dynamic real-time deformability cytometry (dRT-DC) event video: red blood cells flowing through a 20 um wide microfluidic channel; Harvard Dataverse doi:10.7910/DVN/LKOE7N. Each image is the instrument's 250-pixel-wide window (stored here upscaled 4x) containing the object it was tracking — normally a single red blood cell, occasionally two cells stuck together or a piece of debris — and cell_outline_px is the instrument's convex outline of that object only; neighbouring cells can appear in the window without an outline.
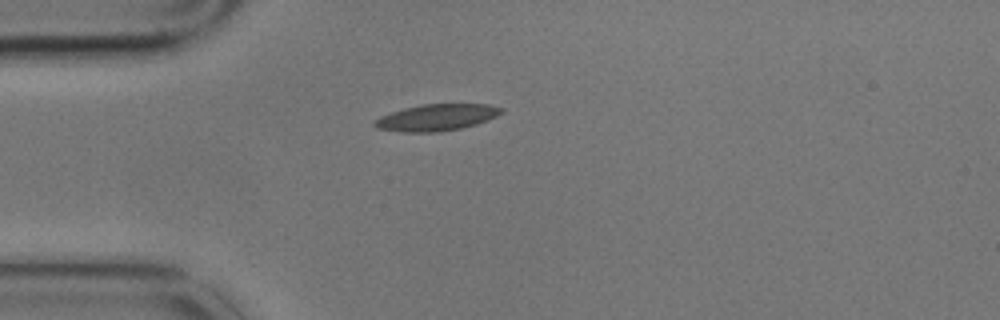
{"species": "common noctule bat (a hibernating species)", "species_latin": "Nyctalus noctula", "temperature_condition": "cold", "stored_images_in_passage": 1, "camera_frame_rate_fps": 3000, "um_per_image_px": 0.085, "animal": {"sex": "male", "body_mass_g": 17.9}, "frame": {"image": 1, "passage_image": 1, "time_ms": 0.0, "image_size_px": [1000, 320], "cell_outline_px": [[504, 112], [488, 120], [476, 124], [460, 128], [436, 132], [400, 132], [376, 128], [372, 124], [380, 116], [404, 108], [420, 104], [488, 104], [504, 108]], "centroid_in_image_um": [37.12, 9.98], "position_along_channel_um": 47.9, "area_um2": 19.65}}